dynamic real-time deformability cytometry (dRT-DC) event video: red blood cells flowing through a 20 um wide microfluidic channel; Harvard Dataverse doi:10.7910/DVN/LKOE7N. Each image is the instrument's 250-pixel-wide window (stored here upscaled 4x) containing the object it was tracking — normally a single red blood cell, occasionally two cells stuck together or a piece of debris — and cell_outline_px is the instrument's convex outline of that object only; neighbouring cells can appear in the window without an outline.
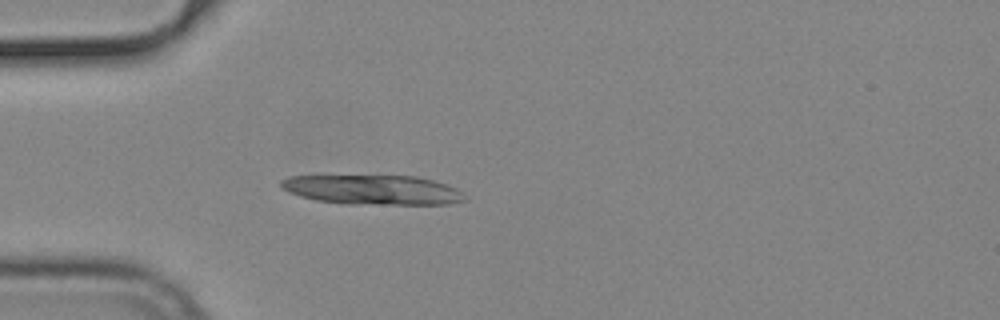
{"species": "common noctule bat (a hibernating species)", "species_latin": "Nyctalus noctula", "temperature_condition": "cold", "stored_images_in_passage": 41, "camera_frame_rate_fps": 3000, "um_per_image_px": 0.085, "animal": {"sex": "male", "body_mass_g": 19.2, "forearm_length_mm": 51.8}, "frame": {"image": 1, "passage_image": 7, "time_ms": 2.0, "image_size_px": [1000, 320], "cell_outline_px": [[468, 200], [448, 204], [348, 204], [316, 200], [300, 196], [288, 192], [280, 184], [280, 180], [288, 176], [416, 176], [448, 184], [456, 188]], "centroid_in_image_um": [31.7, 16.13], "position_along_channel_um": 53.3, "area_um2": 31.62}}